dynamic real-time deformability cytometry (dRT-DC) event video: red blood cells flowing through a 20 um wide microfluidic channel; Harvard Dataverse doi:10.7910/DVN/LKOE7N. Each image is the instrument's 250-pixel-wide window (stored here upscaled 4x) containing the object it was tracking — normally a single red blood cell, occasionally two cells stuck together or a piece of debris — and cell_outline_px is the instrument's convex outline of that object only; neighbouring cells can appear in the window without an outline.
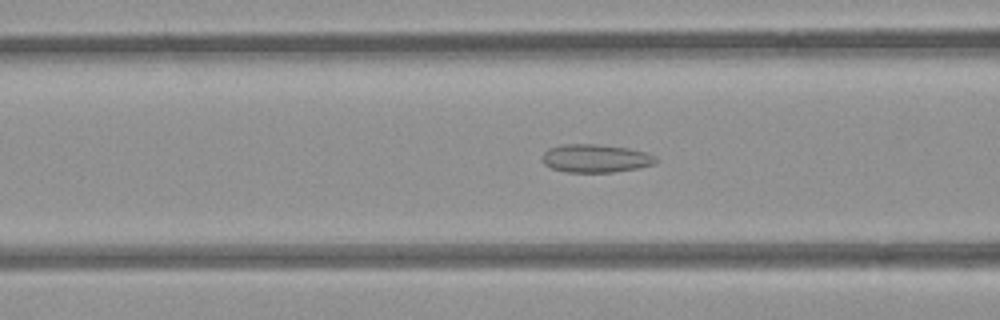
{"species": "common noctule bat (a hibernating species)", "species_latin": "Nyctalus noctula", "temperature_condition": "room temperature", "stored_images_in_passage": 51, "camera_frame_rate_fps": 3000, "um_per_image_px": 0.085, "animal": {"sex": "female", "body_mass_g": 21.9}, "frame": {"image": 1, "passage_image": 18, "time_ms": 5.667, "image_size_px": [1000, 320], "cell_outline_px": [[656, 164], [640, 168], [612, 172], [564, 172], [552, 168], [544, 164], [544, 152], [548, 148], [564, 144], [596, 144], [628, 148], [644, 152], [652, 156], [656, 160]], "centroid_in_image_um": [50.62, 13.46], "position_along_channel_um": 116.0, "area_um2": 18.5}}
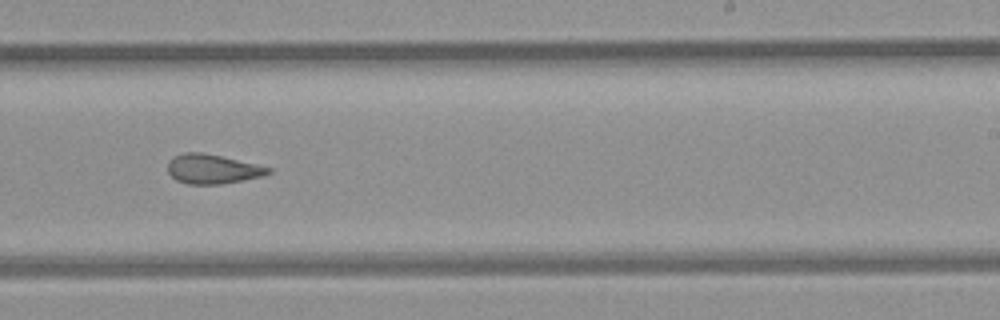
{"frame": {"image": 2, "passage_image": 30, "time_ms": 9.667, "image_size_px": [1000, 320], "cell_outline_px": [[272, 172], [264, 176], [244, 180], [220, 184], [188, 184], [176, 180], [168, 172], [168, 160], [172, 156], [184, 152], [200, 152], [220, 156], [256, 164], [272, 168]], "centroid_in_image_um": [18.05, 14.36], "position_along_channel_um": 270.9, "area_um2": 17.28}}
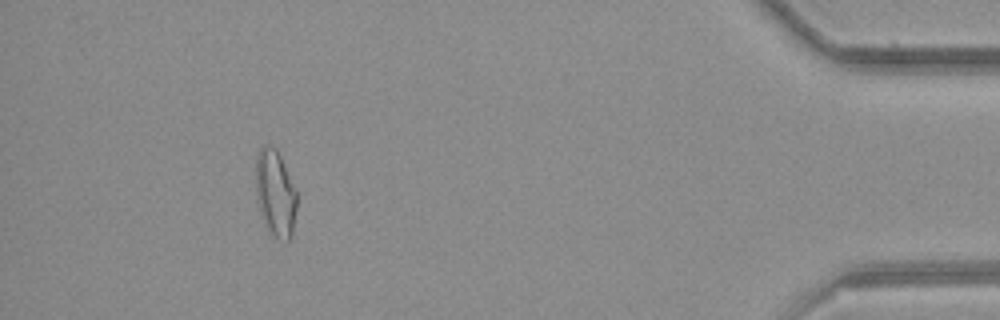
{"frame": {"image": 3, "passage_image": 46, "time_ms": 15.0, "image_size_px": [1000, 320], "cell_outline_px": [[296, 208], [292, 236], [288, 240], [280, 240], [268, 228], [260, 212], [256, 200], [256, 156], [260, 148], [264, 144], [268, 144], [276, 148], [280, 156], [296, 192]], "centroid_in_image_um": [23.38, 16.39], "position_along_channel_um": 411.8, "area_um2": 20.4}, "authors_computed_cell_mechanics": {"area_um2": 19.074, "velocity_mm_per_s": 3.8777, "shape_relaxation_time_tau1_ms": null, "shape_relaxation_time_tau2_ms": 2.5946, "deformation_change_tau1": null, "deformation_change_tau2": 0.0949}}